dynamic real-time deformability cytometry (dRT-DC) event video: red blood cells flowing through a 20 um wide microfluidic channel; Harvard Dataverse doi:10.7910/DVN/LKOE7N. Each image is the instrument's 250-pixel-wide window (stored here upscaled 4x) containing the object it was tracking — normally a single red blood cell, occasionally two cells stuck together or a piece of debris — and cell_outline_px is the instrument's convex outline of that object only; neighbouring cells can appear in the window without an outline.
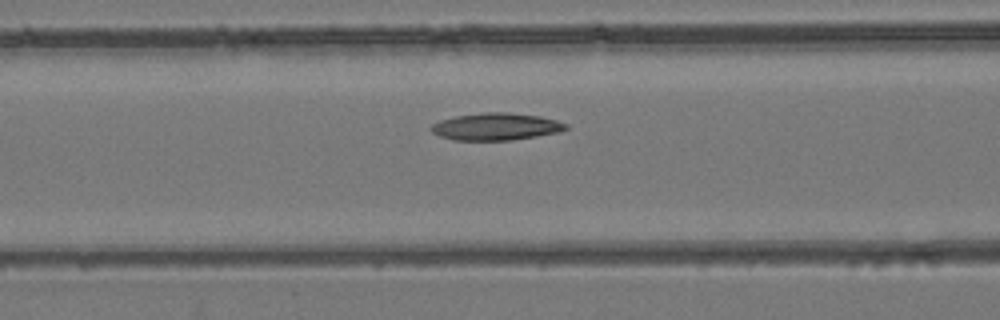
{"species": "common noctule bat (a hibernating species)", "species_latin": "Nyctalus noctula", "temperature_condition": "room temperature", "stored_images_in_passage": 43, "camera_frame_rate_fps": 3000, "um_per_image_px": 0.085, "animal": {"sex": "female", "body_mass_g": 24.6, "forearm_length_mm": 56.2}, "frame": {"image": 1, "passage_image": 17, "time_ms": 5.333, "image_size_px": [1000, 320], "cell_outline_px": [[568, 128], [560, 132], [512, 140], [452, 140], [440, 136], [432, 132], [428, 128], [432, 124], [440, 120], [456, 116], [484, 112], [508, 112], [540, 116], [556, 120], [568, 124]], "centroid_in_image_um": [42.15, 10.76], "position_along_channel_um": 124.4, "area_um2": 21.44}}
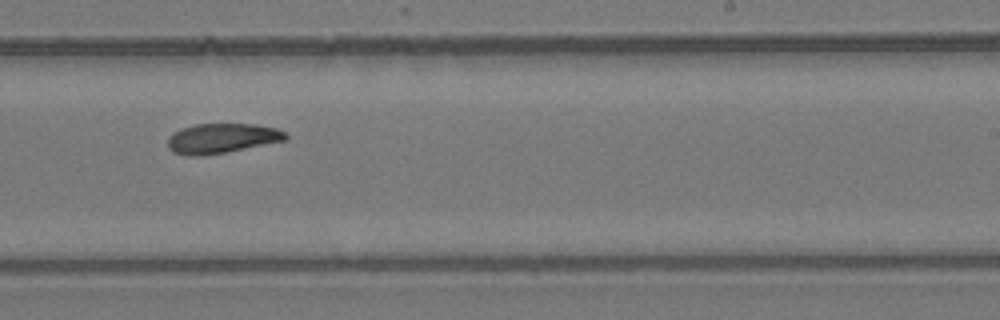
{"frame": {"image": 2, "passage_image": 27, "time_ms": 8.667, "image_size_px": [1000, 320], "cell_outline_px": [[288, 140], [228, 152], [204, 156], [184, 156], [172, 152], [168, 148], [168, 136], [172, 132], [180, 128], [196, 124], [256, 124], [276, 128], [284, 132], [288, 136]], "centroid_in_image_um": [18.83, 11.77], "position_along_channel_um": 270.2, "area_um2": 20.92}}
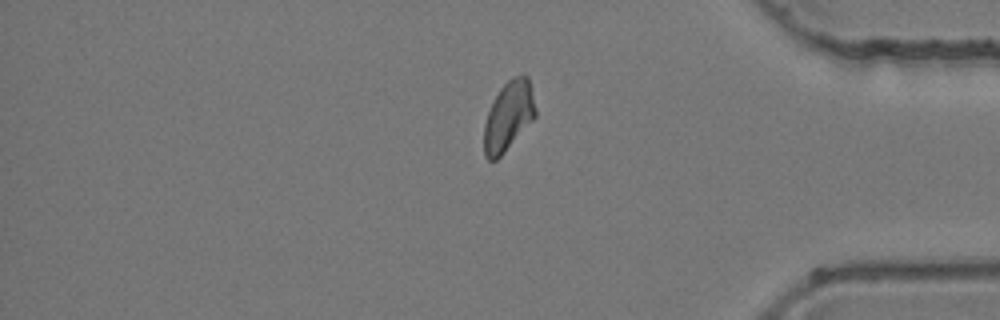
{"frame": {"image": 3, "passage_image": 37, "time_ms": 12.0, "image_size_px": [1000, 320], "cell_outline_px": [[536, 116], [504, 152], [496, 160], [488, 160], [484, 156], [484, 124], [492, 100], [500, 88], [512, 76], [524, 72], [528, 76], [536, 108]], "centroid_in_image_um": [43.22, 9.82], "position_along_channel_um": 392.0, "area_um2": 20.92}}